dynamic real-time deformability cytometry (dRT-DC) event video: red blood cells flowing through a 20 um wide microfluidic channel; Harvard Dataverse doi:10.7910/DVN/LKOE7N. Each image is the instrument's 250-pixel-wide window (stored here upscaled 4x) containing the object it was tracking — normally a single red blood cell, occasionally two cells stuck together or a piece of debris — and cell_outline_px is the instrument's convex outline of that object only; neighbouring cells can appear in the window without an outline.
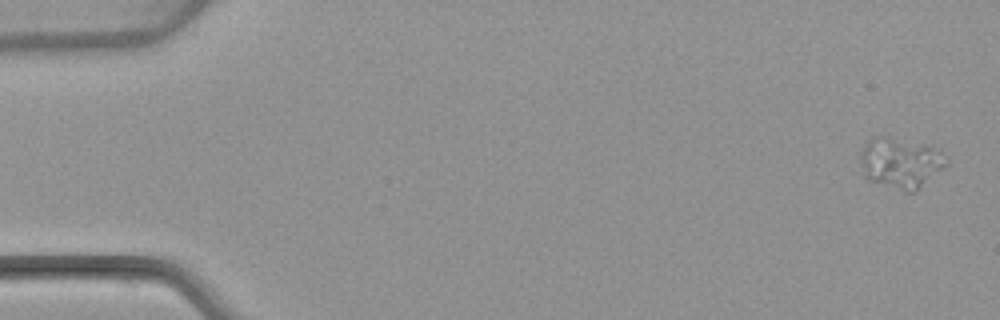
{"species": "common noctule bat (a hibernating species)", "species_latin": "Nyctalus noctula", "temperature_condition": "warm", "stored_images_in_passage": 5, "camera_frame_rate_fps": 3000, "um_per_image_px": 0.085, "animal": {"sex": "female", "body_mass_g": 22.7, "forearm_length_mm": 54.2}, "frame": {"image": 1, "passage_image": 1, "time_ms": 0.0, "image_size_px": [1000, 320], "cell_outline_px": [[948, 164], [944, 168], [916, 192], [904, 192], [868, 180], [856, 172], [860, 152], [864, 144], [872, 136], [880, 136], [936, 148], [948, 156]], "centroid_in_image_um": [76.47, 13.89], "position_along_channel_um": 8.5, "area_um2": 25.95}}
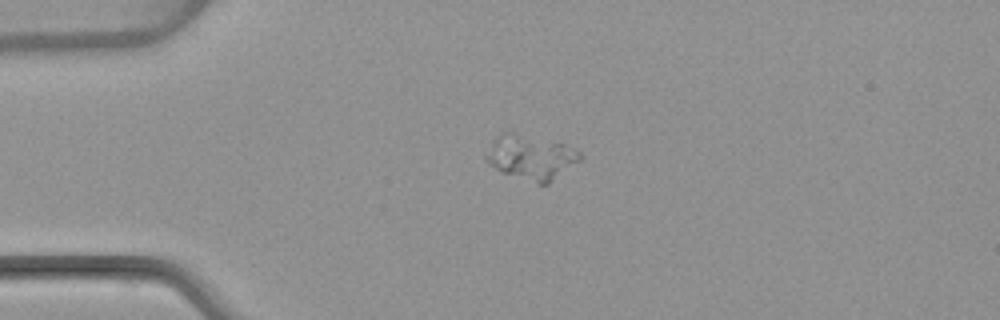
{"frame": {"image": 2, "passage_image": 4, "time_ms": 3.667, "image_size_px": [1000, 320], "cell_outline_px": [[584, 156], [580, 160], [548, 184], [536, 184], [500, 172], [488, 164], [484, 156], [492, 144], [504, 132], [512, 132], [564, 144], [576, 148]], "centroid_in_image_um": [45.15, 13.4], "position_along_channel_um": 39.8, "area_um2": 24.22}}